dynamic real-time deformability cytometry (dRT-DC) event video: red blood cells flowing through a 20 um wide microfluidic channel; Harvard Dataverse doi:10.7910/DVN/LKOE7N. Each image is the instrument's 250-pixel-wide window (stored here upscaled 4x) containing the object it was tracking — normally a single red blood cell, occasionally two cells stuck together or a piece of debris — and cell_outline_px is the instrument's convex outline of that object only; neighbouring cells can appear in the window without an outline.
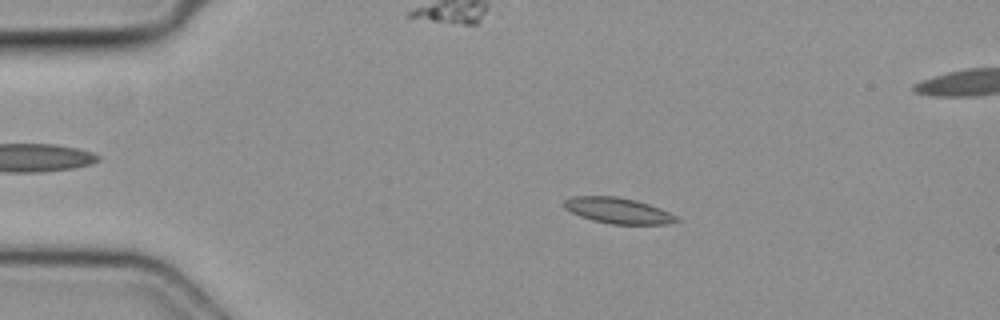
{"species": "common noctule bat (a hibernating species)", "species_latin": "Nyctalus noctula", "temperature_condition": "cold", "stored_images_in_passage": 46, "segment_of_instrument_passage": [1, 2], "camera_frame_rate_fps": 3000, "um_per_image_px": 0.085, "animal": {"sex": "female", "body_mass_g": 19.3, "forearm_length_mm": 54.1}, "frame": {"image": 1, "passage_image": 5, "time_ms": 1.333, "image_size_px": [1000, 320], "cell_outline_px": [[680, 220], [668, 224], [612, 224], [592, 220], [580, 216], [564, 208], [560, 204], [564, 200], [572, 196], [616, 196], [636, 200], [660, 208], [676, 216]], "centroid_in_image_um": [52.49, 17.89], "position_along_channel_um": 32.5, "area_um2": 16.94}}
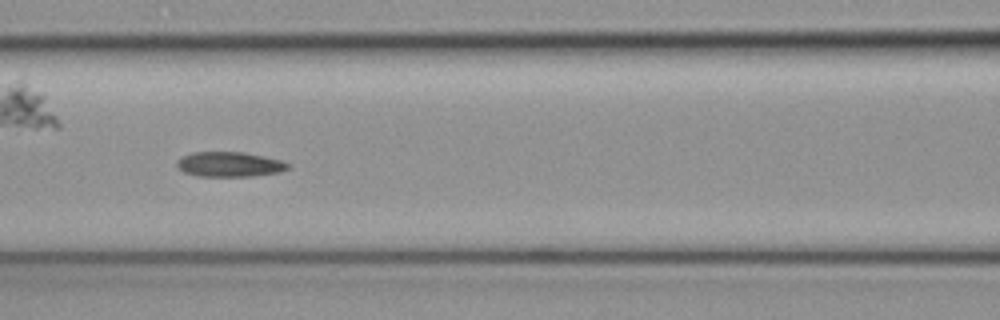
{"frame": {"image": 2, "passage_image": 17, "time_ms": 5.333, "image_size_px": [1000, 320], "cell_outline_px": [[288, 168], [280, 172], [252, 176], [200, 176], [184, 172], [176, 168], [176, 160], [192, 152], [244, 152], [264, 156], [280, 160], [288, 164]], "centroid_in_image_um": [19.46, 13.96], "position_along_channel_um": 147.1, "area_um2": 16.07}}
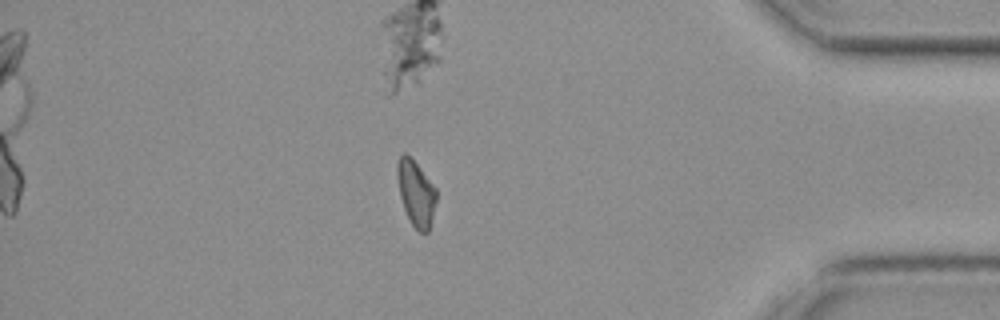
{"frame": {"image": 3, "passage_image": 38, "time_ms": 12.333, "image_size_px": [1000, 320], "cell_outline_px": [[436, 200], [428, 232], [420, 232], [412, 224], [404, 208], [400, 196], [396, 176], [396, 164], [400, 156], [404, 152], [416, 164], [436, 188]], "centroid_in_image_um": [35.33, 16.4], "position_along_channel_um": 399.9, "area_um2": 14.57}}